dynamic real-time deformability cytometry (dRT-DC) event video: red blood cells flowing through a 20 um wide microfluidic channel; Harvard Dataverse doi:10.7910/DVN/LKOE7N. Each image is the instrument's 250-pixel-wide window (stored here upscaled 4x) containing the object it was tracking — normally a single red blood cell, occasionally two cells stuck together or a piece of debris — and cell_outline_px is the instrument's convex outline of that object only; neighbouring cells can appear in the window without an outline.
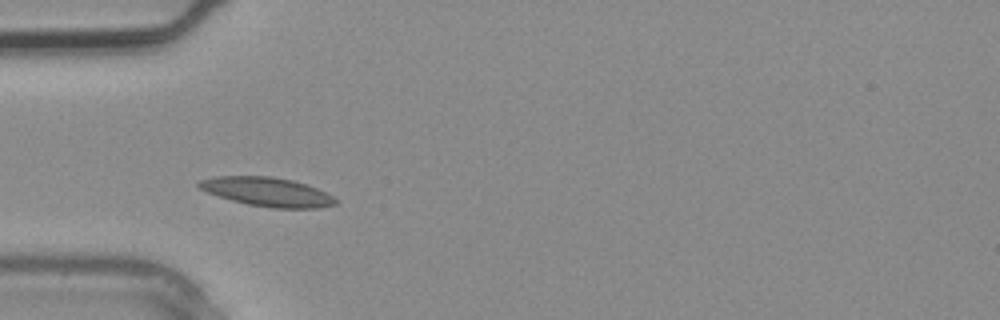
{"species": "common noctule bat (a hibernating species)", "species_latin": "Nyctalus noctula", "temperature_condition": "warm", "stored_images_in_passage": 2, "camera_frame_rate_fps": 3000, "um_per_image_px": 0.085, "animal": {"sex": "male", "body_mass_g": 20.4}, "frame": {"image": 1, "passage_image": 2, "time_ms": 0.333, "image_size_px": [1000, 320], "cell_outline_px": [[336, 204], [316, 208], [272, 208], [248, 204], [232, 200], [208, 192], [200, 188], [196, 184], [200, 180], [212, 176], [272, 176], [292, 180], [308, 184], [332, 196], [336, 200]], "centroid_in_image_um": [22.7, 16.29], "position_along_channel_um": 62.3, "area_um2": 22.89}}